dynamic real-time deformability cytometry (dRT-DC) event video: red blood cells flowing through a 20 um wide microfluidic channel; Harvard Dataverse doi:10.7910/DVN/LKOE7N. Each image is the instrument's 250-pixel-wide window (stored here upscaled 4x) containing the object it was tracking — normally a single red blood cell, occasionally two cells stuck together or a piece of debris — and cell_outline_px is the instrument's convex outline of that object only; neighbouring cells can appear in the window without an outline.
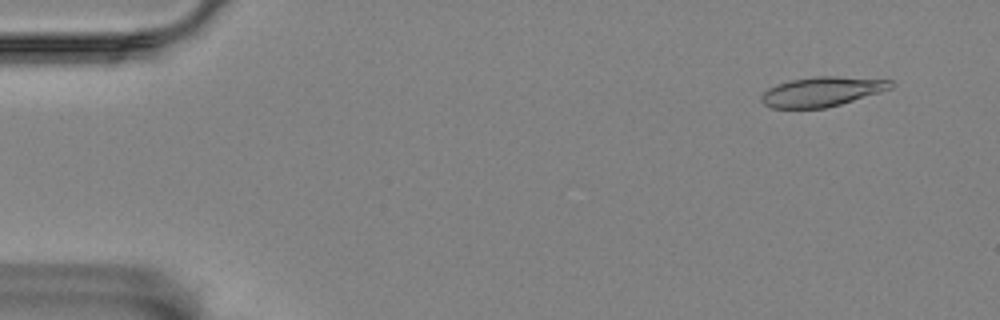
{"species": "Egyptian fruit bat (a non-hibernating species)", "species_latin": "Rousettus aegyptiacus", "temperature_condition": "room temperature", "stored_images_in_passage": 56, "camera_frame_rate_fps": 3000, "um_per_image_px": 0.085, "animal": {"sex": "female"}, "frame": {"image": 1, "passage_image": 4, "time_ms": 1.0, "image_size_px": [1000, 320], "cell_outline_px": [[892, 88], [880, 92], [840, 104], [824, 108], [772, 108], [764, 104], [760, 100], [760, 96], [768, 88], [776, 84], [792, 80], [812, 76], [836, 76], [892, 80]], "centroid_in_image_um": [69.83, 7.78], "position_along_channel_um": 15.2, "area_um2": 22.25}}
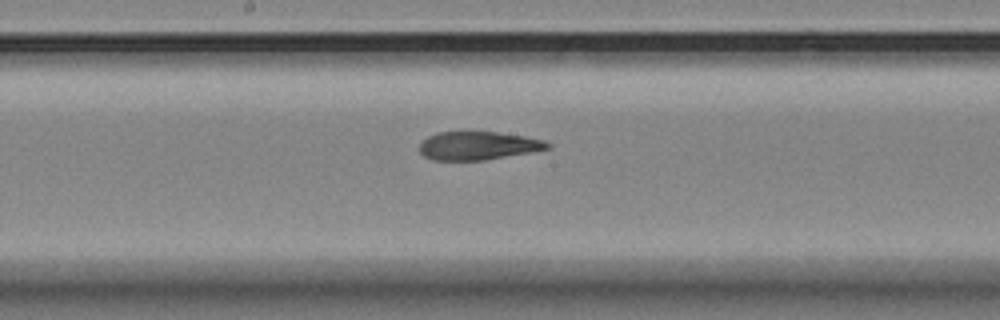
{"frame": {"image": 2, "passage_image": 30, "time_ms": 9.667, "image_size_px": [1000, 320], "cell_outline_px": [[552, 148], [484, 160], [432, 160], [424, 156], [420, 152], [420, 144], [428, 136], [436, 132], [496, 132], [524, 136], [544, 140], [552, 144]], "centroid_in_image_um": [40.65, 12.38], "position_along_channel_um": 207.6, "area_um2": 21.04}}
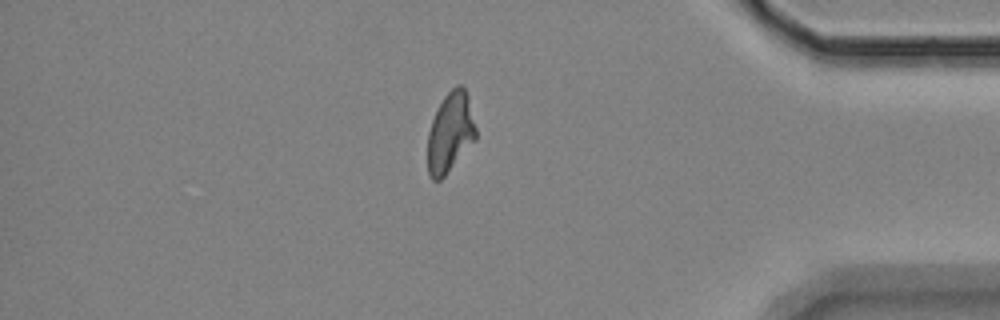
{"frame": {"image": 3, "passage_image": 49, "time_ms": 16.0, "image_size_px": [1000, 320], "cell_outline_px": [[476, 140], [444, 176], [440, 180], [432, 180], [428, 172], [428, 132], [432, 120], [444, 96], [456, 84], [460, 84], [464, 88], [468, 96], [476, 128]], "centroid_in_image_um": [38.28, 11.26], "position_along_channel_um": 396.9, "area_um2": 22.31}}